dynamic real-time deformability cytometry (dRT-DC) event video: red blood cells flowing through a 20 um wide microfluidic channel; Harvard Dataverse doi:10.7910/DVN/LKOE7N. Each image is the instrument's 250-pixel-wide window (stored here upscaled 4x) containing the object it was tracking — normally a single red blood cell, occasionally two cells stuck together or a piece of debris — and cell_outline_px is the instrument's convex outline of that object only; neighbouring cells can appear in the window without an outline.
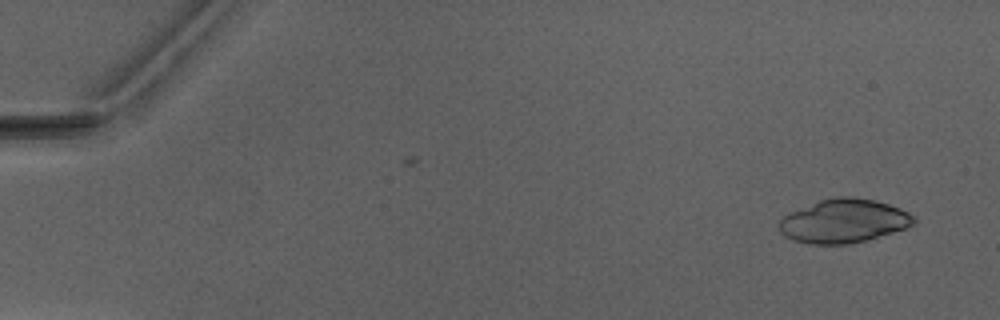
{"species": "Egyptian fruit bat (a non-hibernating species)", "species_latin": "Rousettus aegyptiacus", "temperature_condition": "warm", "stored_images_in_passage": 2, "camera_frame_rate_fps": 3000, "um_per_image_px": 0.085, "animal": {"sex": "male"}, "frame": {"image": 1, "passage_image": 1, "time_ms": 0.0, "image_size_px": [1000, 320], "cell_outline_px": [[916, 224], [868, 240], [848, 244], [808, 244], [792, 240], [784, 236], [780, 232], [776, 224], [788, 212], [820, 200], [832, 196], [852, 196], [872, 200], [888, 204], [900, 208], [916, 216]], "centroid_in_image_um": [71.68, 18.78], "position_along_channel_um": 13.3, "area_um2": 34.68}}